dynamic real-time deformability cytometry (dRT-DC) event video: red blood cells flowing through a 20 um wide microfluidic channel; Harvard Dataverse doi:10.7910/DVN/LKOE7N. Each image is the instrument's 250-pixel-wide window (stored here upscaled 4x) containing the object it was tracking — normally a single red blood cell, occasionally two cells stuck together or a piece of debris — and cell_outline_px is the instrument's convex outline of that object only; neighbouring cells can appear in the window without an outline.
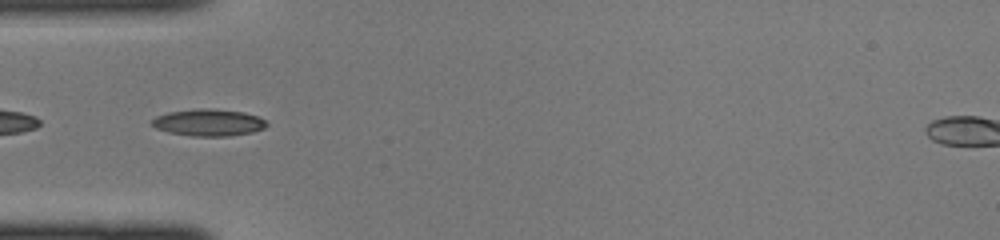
{"species": "common noctule bat (a hibernating species)", "species_latin": "Nyctalus noctula", "temperature_condition": "cold", "stored_images_in_passage": 44, "camera_frame_rate_fps": 3000, "um_per_image_px": 0.085, "animal": {"sex": "female", "body_mass_g": 22.0, "forearm_length_mm": 56.7}, "frame": {"image": 1, "passage_image": 14, "time_ms": 4.333, "image_size_px": [1000, 240], "cell_outline_px": [[268, 124], [264, 128], [252, 132], [228, 136], [192, 136], [168, 132], [156, 128], [152, 124], [152, 120], [156, 116], [168, 112], [196, 108], [212, 108], [244, 112], [256, 116], [264, 120]], "centroid_in_image_um": [17.71, 10.41], "position_along_channel_um": 67.3, "area_um2": 17.98}}
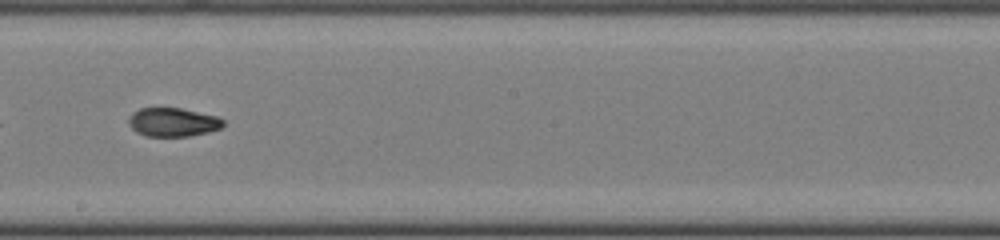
{"frame": {"image": 2, "passage_image": 25, "time_ms": 8.0, "image_size_px": [1000, 240], "cell_outline_px": [[224, 124], [220, 128], [208, 132], [188, 136], [144, 136], [136, 132], [128, 124], [128, 120], [132, 112], [140, 108], [180, 108], [216, 116], [224, 120]], "centroid_in_image_um": [14.66, 10.39], "position_along_channel_um": 233.5, "area_um2": 15.78}}
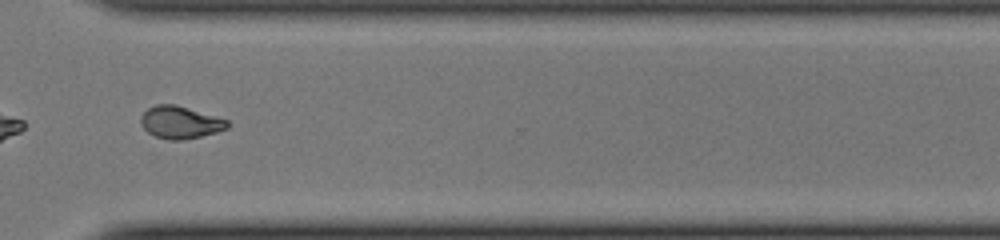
{"frame": {"image": 3, "passage_image": 33, "time_ms": 10.667, "image_size_px": [1000, 240], "cell_outline_px": [[228, 128], [216, 132], [184, 140], [168, 140], [156, 136], [148, 132], [140, 124], [140, 116], [148, 108], [156, 104], [176, 104], [228, 120]], "centroid_in_image_um": [15.29, 10.39], "position_along_channel_um": 355.3, "area_um2": 16.3}}